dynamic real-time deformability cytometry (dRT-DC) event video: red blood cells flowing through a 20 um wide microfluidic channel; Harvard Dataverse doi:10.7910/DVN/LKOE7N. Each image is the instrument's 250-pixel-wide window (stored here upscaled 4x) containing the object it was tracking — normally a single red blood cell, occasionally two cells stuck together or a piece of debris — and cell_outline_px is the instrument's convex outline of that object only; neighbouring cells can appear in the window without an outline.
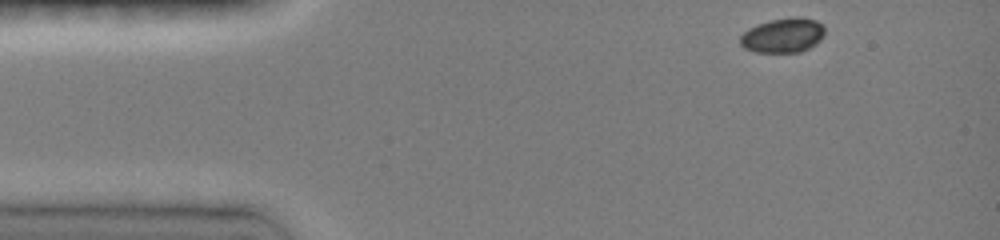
{"species": "common noctule bat (a hibernating species)", "species_latin": "Nyctalus noctula", "temperature_condition": "room temperature", "stored_images_in_passage": 39, "camera_frame_rate_fps": 3000, "um_per_image_px": 0.085, "animal": {"sex": "female", "body_mass_g": 19.0, "forearm_length_mm": 51.5}, "frame": {"image": 1, "passage_image": 1, "time_ms": 0.0, "image_size_px": [1000, 240], "cell_outline_px": [[824, 32], [820, 40], [816, 44], [800, 52], [756, 52], [744, 48], [740, 44], [740, 36], [748, 28], [756, 24], [772, 20], [792, 16], [800, 16], [816, 20], [824, 24]], "centroid_in_image_um": [66.56, 2.99], "position_along_channel_um": 18.4, "area_um2": 17.22}}
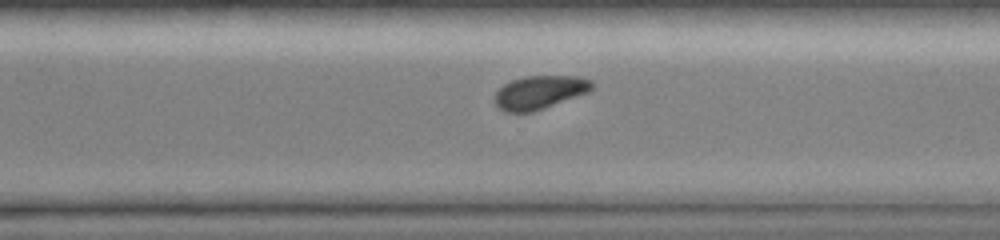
{"frame": {"image": 2, "passage_image": 29, "time_ms": 9.333, "image_size_px": [1000, 240], "cell_outline_px": [[592, 88], [588, 92], [544, 108], [532, 112], [504, 112], [496, 104], [496, 92], [504, 84], [512, 80], [524, 76], [580, 76], [592, 80]], "centroid_in_image_um": [45.88, 7.84], "position_along_channel_um": 324.7, "area_um2": 18.73}}
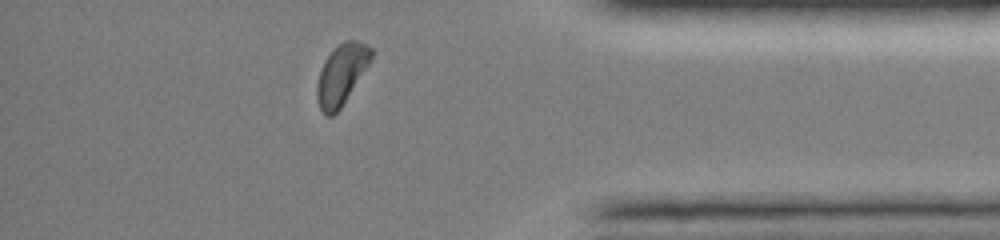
{"frame": {"image": 3, "passage_image": 36, "time_ms": 11.667, "image_size_px": [1000, 240], "cell_outline_px": [[372, 56], [368, 64], [340, 108], [332, 116], [324, 116], [320, 108], [316, 96], [316, 84], [320, 68], [324, 60], [340, 44], [348, 40], [356, 40], [372, 48]], "centroid_in_image_um": [28.98, 6.35], "position_along_channel_um": 406.2, "area_um2": 18.61}, "authors_computed_cell_mechanics": {"area_um2": 19.363, "velocity_mm_per_s": 4.0904, "shape_relaxation_time_tau1_ms": 1.3346, "shape_relaxation_time_tau2_ms": null, "deformation_change_tau1": 0.0647, "deformation_change_tau2": null}}